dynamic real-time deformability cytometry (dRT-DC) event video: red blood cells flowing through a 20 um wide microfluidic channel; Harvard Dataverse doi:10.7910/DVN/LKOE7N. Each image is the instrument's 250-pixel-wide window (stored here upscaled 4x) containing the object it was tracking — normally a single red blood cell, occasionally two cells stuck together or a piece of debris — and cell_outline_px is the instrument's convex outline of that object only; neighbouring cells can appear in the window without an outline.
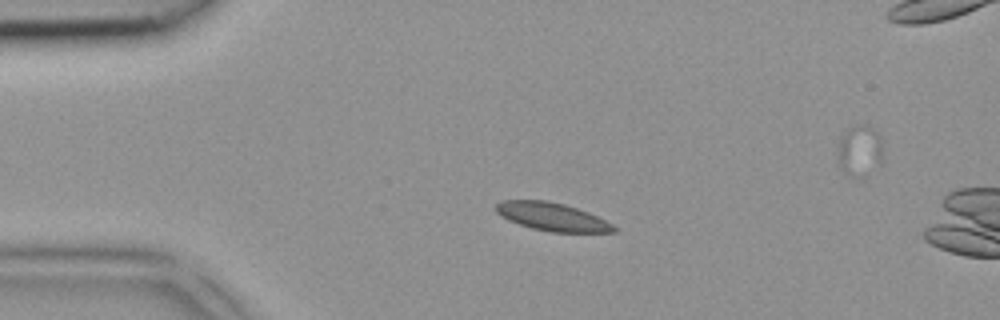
{"species": "common noctule bat (a hibernating species)", "species_latin": "Nyctalus noctula", "temperature_condition": "room temperature", "stored_images_in_passage": 2, "camera_frame_rate_fps": 3000, "um_per_image_px": 0.085, "animal": {"sex": "female", "body_mass_g": 18.4}, "frame": {"image": 1, "passage_image": 1, "time_ms": 0.0, "image_size_px": [1000, 320], "cell_outline_px": [[616, 232], [548, 232], [532, 228], [508, 220], [500, 216], [496, 212], [496, 204], [500, 200], [548, 200], [564, 204], [588, 212], [612, 224], [616, 228]], "centroid_in_image_um": [46.89, 18.42], "position_along_channel_um": 38.1, "area_um2": 19.25}}